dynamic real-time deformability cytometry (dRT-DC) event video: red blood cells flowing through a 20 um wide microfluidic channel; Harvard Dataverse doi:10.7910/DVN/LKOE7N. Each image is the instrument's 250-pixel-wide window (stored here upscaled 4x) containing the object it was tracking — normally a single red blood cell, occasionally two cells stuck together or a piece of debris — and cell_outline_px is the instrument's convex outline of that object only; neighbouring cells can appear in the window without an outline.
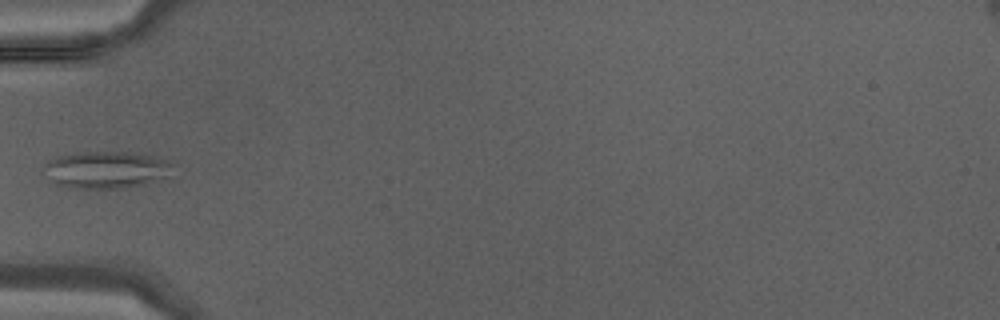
{"species": "Egyptian fruit bat (a non-hibernating species)", "species_latin": "Rousettus aegyptiacus", "temperature_condition": "warm", "stored_images_in_passage": 28, "camera_frame_rate_fps": 3000, "um_per_image_px": 0.085, "animal": {"sex": "male"}, "frame": {"image": 1, "passage_image": 1, "time_ms": 0.0, "image_size_px": [1000, 320], "cell_outline_px": [[168, 172], [164, 176], [144, 184], [124, 188], [76, 188], [56, 184], [40, 172], [40, 168], [48, 160], [56, 156], [80, 152], [128, 152], [148, 156], [164, 160], [168, 164]], "centroid_in_image_um": [8.82, 14.43], "position_along_channel_um": 76.2, "area_um2": 27.34}}
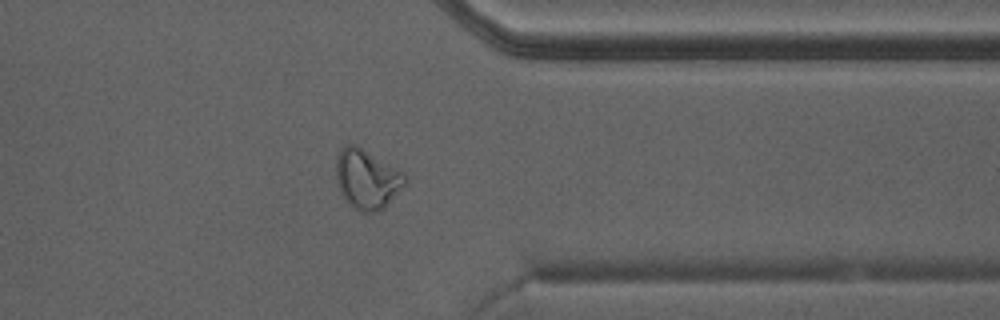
{"frame": {"image": 2, "passage_image": 20, "time_ms": 6.333, "image_size_px": [1000, 320], "cell_outline_px": [[408, 184], [384, 208], [376, 212], [364, 212], [348, 204], [340, 192], [336, 184], [336, 156], [340, 148], [344, 144], [356, 144], [404, 172], [408, 180]], "centroid_in_image_um": [31.2, 15.21], "position_along_channel_um": 380.2, "area_um2": 24.45}}
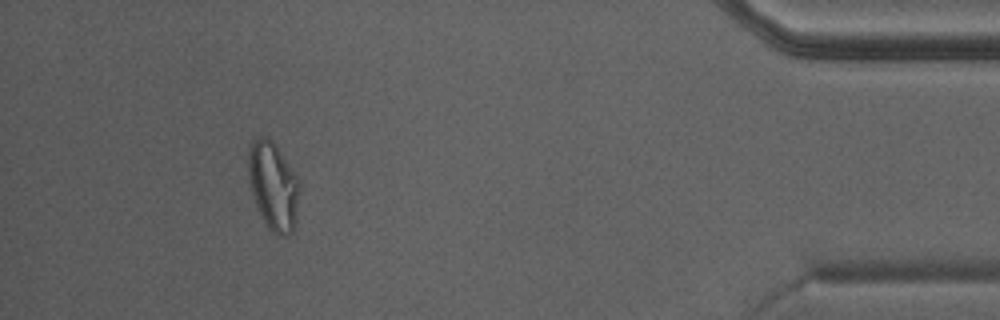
{"frame": {"image": 3, "passage_image": 25, "time_ms": 8.0, "image_size_px": [1000, 320], "cell_outline_px": [[300, 192], [296, 224], [292, 232], [288, 236], [280, 236], [272, 232], [268, 228], [256, 208], [248, 176], [248, 144], [256, 136], [268, 136], [276, 144], [296, 172], [300, 184]], "centroid_in_image_um": [23.24, 15.78], "position_along_channel_um": 412.0, "area_um2": 27.22}}